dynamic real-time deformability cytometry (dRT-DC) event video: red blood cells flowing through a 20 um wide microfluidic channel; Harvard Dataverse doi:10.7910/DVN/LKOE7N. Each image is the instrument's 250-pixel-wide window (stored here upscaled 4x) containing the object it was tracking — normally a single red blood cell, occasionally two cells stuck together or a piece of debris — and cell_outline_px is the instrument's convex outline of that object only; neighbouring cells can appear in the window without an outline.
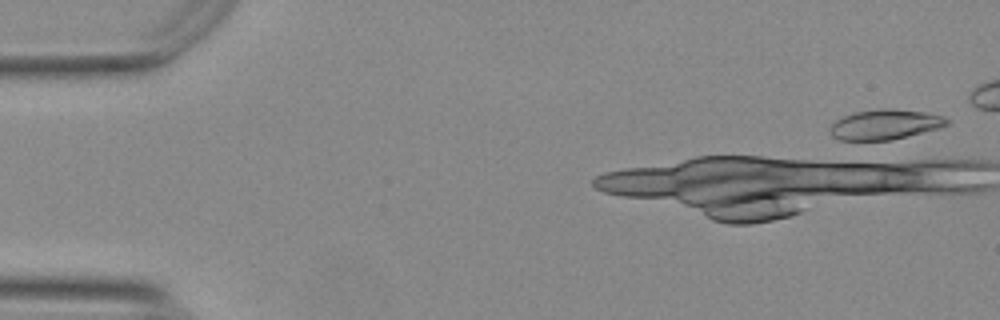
{"species": "Egyptian fruit bat (a non-hibernating species)", "species_latin": "Rousettus aegyptiacus", "temperature_condition": "warm", "stored_images_in_passage": 2, "camera_frame_rate_fps": 3000, "um_per_image_px": 0.085, "animal": {"sex": "female"}, "frame": {"image": 1, "passage_image": 2, "time_ms": 0.333, "image_size_px": [1000, 320], "cell_outline_px": [[948, 124], [940, 128], [892, 140], [840, 140], [832, 136], [828, 128], [836, 120], [852, 112], [880, 108], [892, 108], [924, 112], [944, 116], [948, 120]], "centroid_in_image_um": [75.21, 10.57], "position_along_channel_um": 9.8, "area_um2": 20.63}}